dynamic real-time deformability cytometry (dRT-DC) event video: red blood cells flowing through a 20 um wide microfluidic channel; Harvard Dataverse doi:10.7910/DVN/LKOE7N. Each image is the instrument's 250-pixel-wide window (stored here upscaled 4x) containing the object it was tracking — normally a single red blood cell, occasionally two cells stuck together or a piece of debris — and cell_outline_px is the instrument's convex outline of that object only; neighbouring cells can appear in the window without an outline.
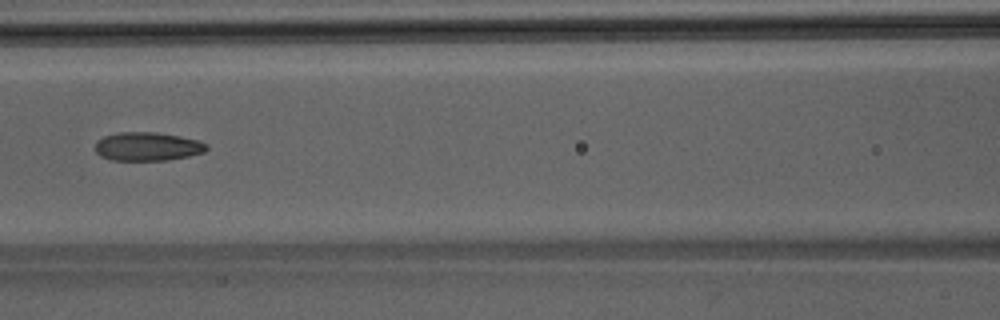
{"species": "Egyptian fruit bat (a non-hibernating species)", "species_latin": "Rousettus aegyptiacus", "temperature_condition": "room temperature", "stored_images_in_passage": 36, "camera_frame_rate_fps": 3000, "um_per_image_px": 0.085, "animal": {"sex": "male"}, "frame": {"image": 1, "passage_image": 10, "time_ms": 3.0, "image_size_px": [1000, 320], "cell_outline_px": [[208, 148], [204, 152], [188, 156], [168, 160], [112, 160], [100, 156], [96, 152], [96, 140], [104, 136], [120, 132], [156, 132], [180, 136], [196, 140], [208, 144]], "centroid_in_image_um": [12.53, 12.45], "position_along_channel_um": 154.1, "area_um2": 18.55}}
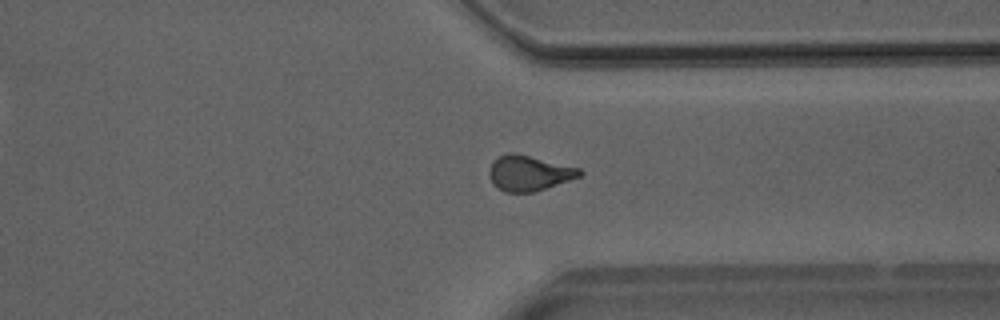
{"frame": {"image": 2, "passage_image": 25, "time_ms": 8.0, "image_size_px": [1000, 320], "cell_outline_px": [[584, 172], [580, 176], [532, 192], [504, 192], [492, 184], [488, 176], [488, 172], [492, 160], [508, 152], [512, 152], [580, 168]], "centroid_in_image_um": [44.9, 14.71], "position_along_channel_um": 366.5, "area_um2": 18.44}}
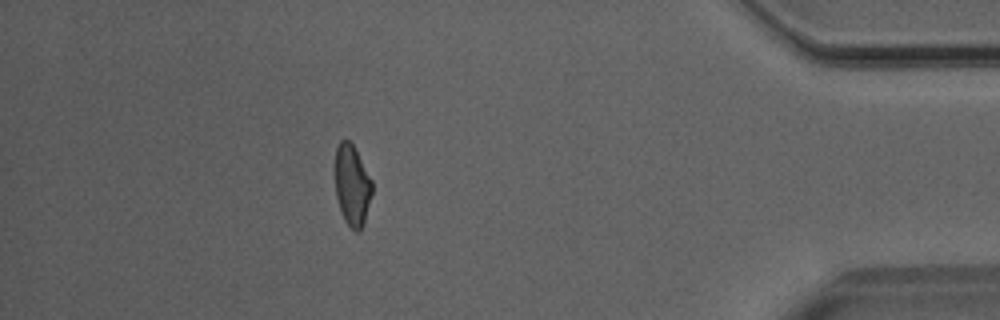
{"frame": {"image": 3, "passage_image": 31, "time_ms": 10.0, "image_size_px": [1000, 320], "cell_outline_px": [[372, 192], [364, 224], [360, 232], [356, 232], [344, 220], [336, 196], [336, 148], [340, 140], [348, 140], [352, 144], [372, 180]], "centroid_in_image_um": [29.94, 15.78], "position_along_channel_um": 405.3, "area_um2": 17.17}}